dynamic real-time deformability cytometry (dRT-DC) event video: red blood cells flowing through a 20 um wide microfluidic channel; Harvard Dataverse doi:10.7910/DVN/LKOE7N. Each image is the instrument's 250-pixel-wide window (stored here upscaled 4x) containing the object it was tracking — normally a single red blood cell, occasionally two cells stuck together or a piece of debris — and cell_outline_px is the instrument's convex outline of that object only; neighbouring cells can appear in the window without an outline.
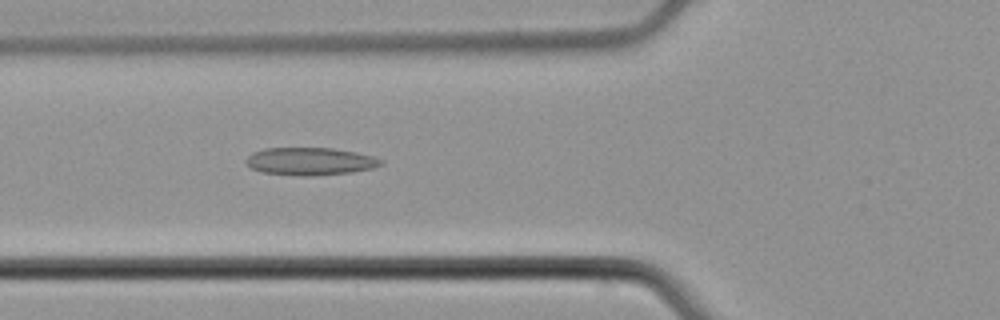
{"species": "common noctule bat (a hibernating species)", "species_latin": "Nyctalus noctula", "temperature_condition": "cold", "stored_images_in_passage": 33, "camera_frame_rate_fps": 3000, "um_per_image_px": 0.085, "animal": {"sex": "male", "body_mass_g": 21.5, "forearm_length_mm": 52.0}, "frame": {"image": 1, "passage_image": 7, "time_ms": 2.0, "image_size_px": [1000, 320], "cell_outline_px": [[384, 164], [372, 168], [352, 172], [312, 176], [304, 176], [264, 172], [252, 168], [244, 160], [252, 152], [264, 148], [332, 148], [356, 152], [372, 156], [384, 160]], "centroid_in_image_um": [26.38, 13.71], "position_along_channel_um": 99.4, "area_um2": 21.68}}
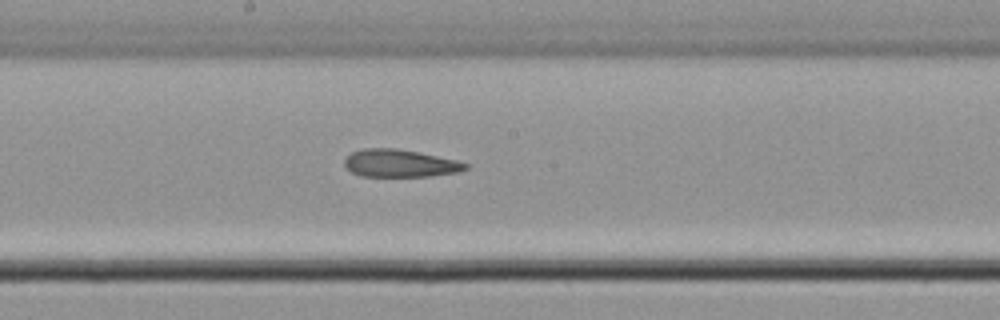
{"frame": {"image": 2, "passage_image": 16, "time_ms": 5.0, "image_size_px": [1000, 320], "cell_outline_px": [[468, 168], [460, 172], [432, 176], [360, 176], [352, 172], [344, 164], [344, 160], [352, 152], [364, 148], [396, 148], [456, 160], [468, 164]], "centroid_in_image_um": [34.0, 13.89], "position_along_channel_um": 214.2, "area_um2": 19.31}}
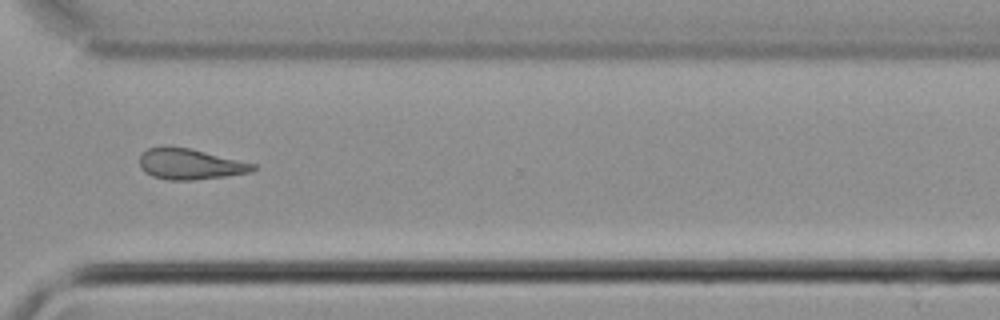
{"frame": {"image": 3, "passage_image": 27, "time_ms": 8.667, "image_size_px": [1000, 320], "cell_outline_px": [[256, 168], [252, 172], [224, 176], [192, 180], [168, 180], [152, 176], [144, 172], [140, 168], [140, 156], [148, 148], [164, 144], [168, 144], [192, 148], [256, 164]], "centroid_in_image_um": [16.12, 13.91], "position_along_channel_um": 354.5, "area_um2": 20.75}, "authors_computed_cell_mechanics": {"area_um2": 20.3456, "velocity_mm_per_s": 3.8124, "shape_relaxation_time_tau1_ms": null, "shape_relaxation_time_tau2_ms": 3.4401, "deformation_change_tau1": null, "deformation_change_tau2": 0.1081}}